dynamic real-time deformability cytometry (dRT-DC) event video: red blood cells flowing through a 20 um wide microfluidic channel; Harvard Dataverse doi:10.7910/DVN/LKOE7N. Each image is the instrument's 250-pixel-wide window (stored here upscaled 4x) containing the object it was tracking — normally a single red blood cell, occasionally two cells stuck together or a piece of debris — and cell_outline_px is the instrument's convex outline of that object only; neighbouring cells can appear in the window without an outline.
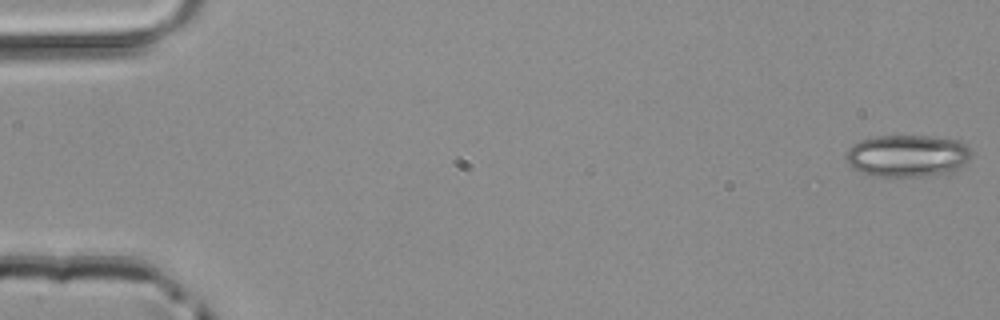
{"species": "common noctule bat (a hibernating species)", "species_latin": "Nyctalus noctula", "temperature_condition": "room temperature", "stored_images_in_passage": 19, "camera_frame_rate_fps": 3000, "um_per_image_px": 0.085, "animal": {"sex": "male", "body_mass_g": 20.4}, "frame": {"image": 1, "passage_image": 1, "time_ms": 0.0, "image_size_px": [1000, 320], "cell_outline_px": [[972, 160], [968, 164], [960, 168], [948, 172], [928, 176], [880, 176], [860, 172], [852, 168], [848, 164], [844, 156], [848, 148], [852, 144], [860, 140], [876, 136], [928, 136], [960, 140], [972, 152]], "centroid_in_image_um": [77.15, 13.24], "position_along_channel_um": 7.9, "area_um2": 31.15}}